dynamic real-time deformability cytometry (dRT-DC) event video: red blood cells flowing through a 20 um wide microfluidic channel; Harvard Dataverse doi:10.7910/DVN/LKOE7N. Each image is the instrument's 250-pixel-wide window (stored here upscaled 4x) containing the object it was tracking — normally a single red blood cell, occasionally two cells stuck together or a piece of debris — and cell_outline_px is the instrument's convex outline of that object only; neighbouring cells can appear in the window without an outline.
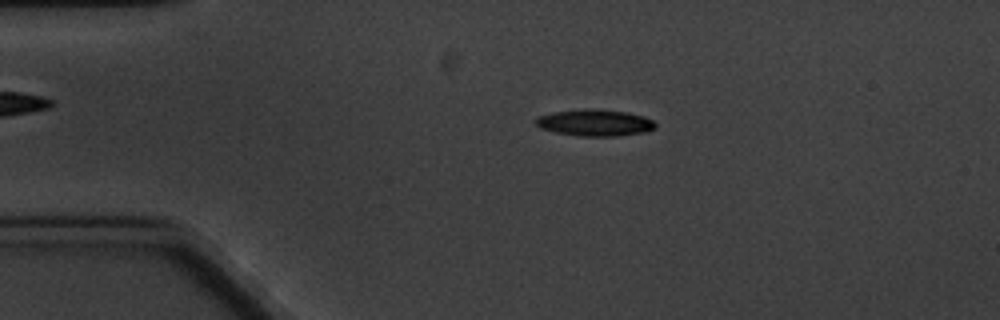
{"species": "common noctule bat (a hibernating species)", "species_latin": "Nyctalus noctula", "temperature_condition": "cold", "stored_images_in_passage": 8, "camera_frame_rate_fps": 3000, "um_per_image_px": 0.085, "animal": {"sex": "male", "body_mass_g": 20.1, "forearm_length_mm": 53.5}, "frame": {"image": 1, "passage_image": 3, "time_ms": 2.333, "image_size_px": [1000, 320], "cell_outline_px": [[656, 128], [644, 132], [616, 136], [580, 136], [556, 132], [540, 128], [536, 124], [536, 116], [552, 112], [628, 112], [644, 116], [652, 120], [656, 124]], "centroid_in_image_um": [50.59, 10.49], "position_along_channel_um": 34.4, "area_um2": 17.46}}
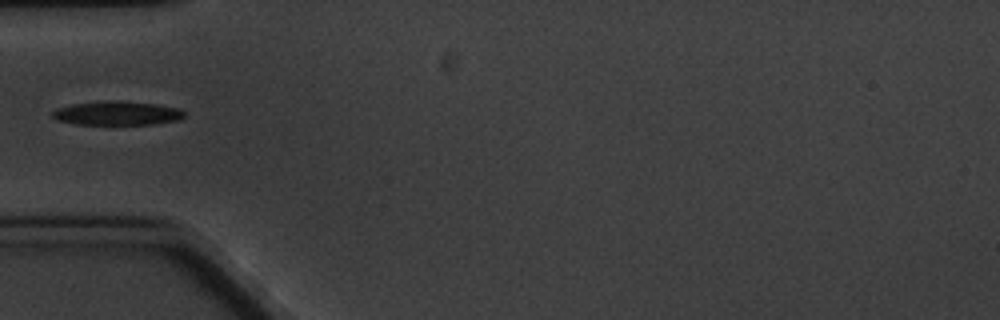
{"frame": {"image": 2, "passage_image": 5, "time_ms": 4.667, "image_size_px": [1000, 320], "cell_outline_px": [[184, 116], [180, 120], [152, 124], [76, 124], [56, 120], [52, 116], [52, 112], [56, 108], [72, 104], [108, 100], [116, 100], [156, 104], [180, 108], [184, 112]], "centroid_in_image_um": [9.95, 9.62], "position_along_channel_um": 75.0, "area_um2": 18.44}}